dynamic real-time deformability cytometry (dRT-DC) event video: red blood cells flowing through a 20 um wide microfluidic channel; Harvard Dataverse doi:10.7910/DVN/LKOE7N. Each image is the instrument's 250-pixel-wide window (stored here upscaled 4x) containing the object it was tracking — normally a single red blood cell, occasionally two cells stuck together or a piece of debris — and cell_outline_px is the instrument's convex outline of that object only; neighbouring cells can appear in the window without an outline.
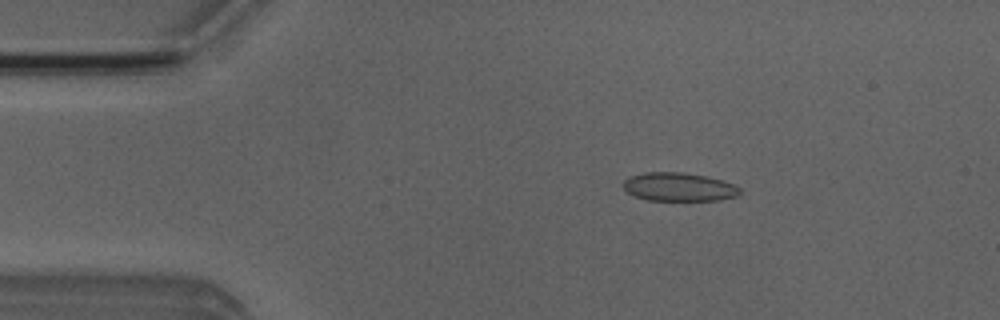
{"species": "Egyptian fruit bat (a non-hibernating species)", "species_latin": "Rousettus aegyptiacus", "temperature_condition": "room temperature", "stored_images_in_passage": 49, "camera_frame_rate_fps": 3000, "um_per_image_px": 0.085, "animal": {"sex": "male"}, "frame": {"image": 1, "passage_image": 7, "time_ms": 2.0, "image_size_px": [1000, 320], "cell_outline_px": [[740, 196], [720, 200], [648, 200], [636, 196], [628, 192], [624, 188], [624, 180], [628, 176], [644, 172], [680, 172], [704, 176], [720, 180], [732, 184], [740, 188]], "centroid_in_image_um": [57.7, 15.89], "position_along_channel_um": 27.3, "area_um2": 19.25}}
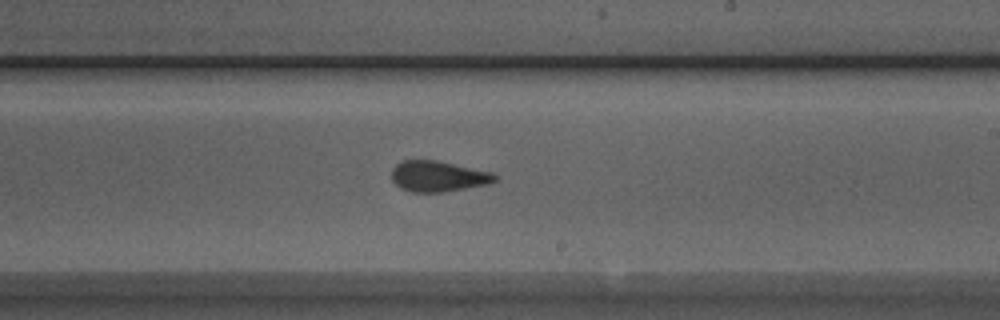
{"frame": {"image": 2, "passage_image": 28, "time_ms": 9.0, "image_size_px": [1000, 320], "cell_outline_px": [[496, 180], [488, 184], [444, 192], [412, 192], [400, 188], [392, 180], [392, 168], [400, 160], [436, 160], [492, 172], [496, 176]], "centroid_in_image_um": [37.21, 14.98], "position_along_channel_um": 251.8, "area_um2": 18.5}}
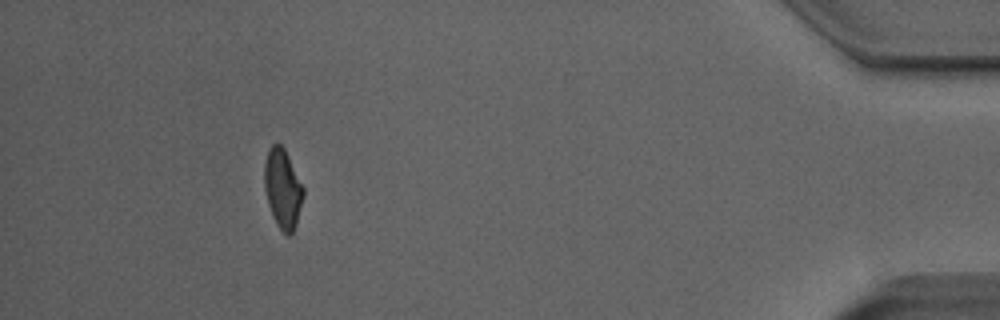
{"frame": {"image": 3, "passage_image": 45, "time_ms": 14.667, "image_size_px": [1000, 320], "cell_outline_px": [[304, 196], [296, 224], [292, 232], [288, 236], [276, 224], [272, 216], [268, 204], [264, 188], [264, 160], [268, 148], [272, 144], [280, 144], [284, 148], [304, 188]], "centroid_in_image_um": [24.01, 16.02], "position_along_channel_um": 411.2, "area_um2": 18.03}, "authors_computed_cell_mechanics": {"area_um2": 19.1318, "velocity_mm_per_s": 3.9892, "shape_relaxation_time_tau1_ms": 11.0707, "shape_relaxation_time_tau2_ms": 1.2324, "deformation_change_tau1": 0.191, "deformation_change_tau2": 0.0639}}